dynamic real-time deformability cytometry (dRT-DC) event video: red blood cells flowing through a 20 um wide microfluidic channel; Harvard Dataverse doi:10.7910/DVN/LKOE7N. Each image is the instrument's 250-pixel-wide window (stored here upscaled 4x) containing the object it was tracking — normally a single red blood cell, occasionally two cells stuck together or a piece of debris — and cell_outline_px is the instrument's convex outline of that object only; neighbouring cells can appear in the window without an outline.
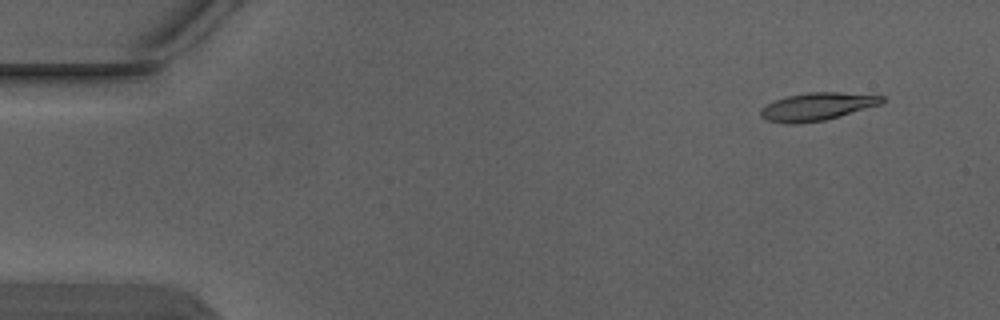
{"species": "Egyptian fruit bat (a non-hibernating species)", "species_latin": "Rousettus aegyptiacus", "temperature_condition": "warm", "stored_images_in_passage": 4, "camera_frame_rate_fps": 3000, "um_per_image_px": 0.085, "animal": {"sex": "male"}, "frame": {"image": 1, "passage_image": 1, "time_ms": 0.0, "image_size_px": [1000, 320], "cell_outline_px": [[884, 100], [880, 104], [824, 120], [796, 124], [784, 124], [764, 120], [760, 116], [760, 108], [776, 100], [788, 96], [808, 92], [840, 92], [884, 96]], "centroid_in_image_um": [69.39, 9.07], "position_along_channel_um": 15.6, "area_um2": 19.48}}
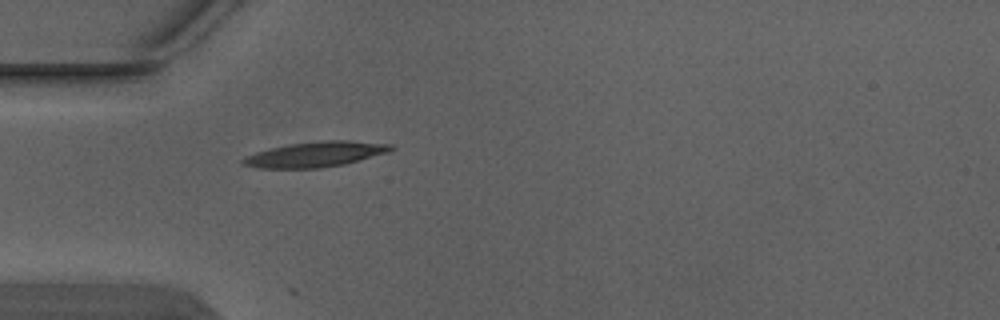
{"frame": {"image": 2, "passage_image": 4, "time_ms": 1.0, "image_size_px": [1000, 320], "cell_outline_px": [[396, 148], [388, 152], [344, 164], [320, 168], [260, 168], [240, 164], [240, 160], [244, 156], [268, 148], [288, 144], [324, 140], [348, 140], [392, 144]], "centroid_in_image_um": [26.78, 13.11], "position_along_channel_um": 58.2, "area_um2": 21.91}}